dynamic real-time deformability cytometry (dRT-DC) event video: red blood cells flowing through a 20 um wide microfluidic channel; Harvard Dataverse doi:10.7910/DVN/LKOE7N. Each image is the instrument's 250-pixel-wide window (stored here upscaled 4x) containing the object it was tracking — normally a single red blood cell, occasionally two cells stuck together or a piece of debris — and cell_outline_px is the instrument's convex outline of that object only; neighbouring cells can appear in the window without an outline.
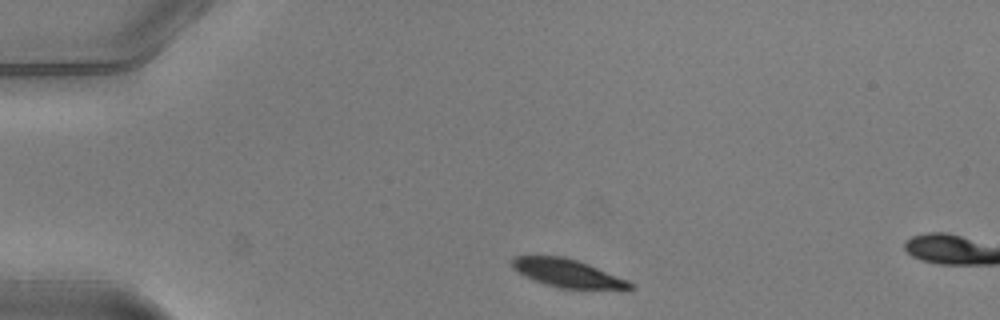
{"species": "common noctule bat (a hibernating species)", "species_latin": "Nyctalus noctula", "temperature_condition": "warm", "stored_images_in_passage": 4, "camera_frame_rate_fps": 3000, "um_per_image_px": 0.085, "animal": {"sex": "male", "body_mass_g": 20.5, "forearm_length_mm": 52.5}, "frame": {"image": 1, "passage_image": 1, "time_ms": 0.0, "image_size_px": [1000, 320], "cell_outline_px": [[636, 288], [560, 288], [544, 284], [524, 276], [512, 268], [512, 260], [516, 256], [564, 256], [588, 264], [628, 280]], "centroid_in_image_um": [48.18, 23.21], "position_along_channel_um": 36.8, "area_um2": 18.9}}